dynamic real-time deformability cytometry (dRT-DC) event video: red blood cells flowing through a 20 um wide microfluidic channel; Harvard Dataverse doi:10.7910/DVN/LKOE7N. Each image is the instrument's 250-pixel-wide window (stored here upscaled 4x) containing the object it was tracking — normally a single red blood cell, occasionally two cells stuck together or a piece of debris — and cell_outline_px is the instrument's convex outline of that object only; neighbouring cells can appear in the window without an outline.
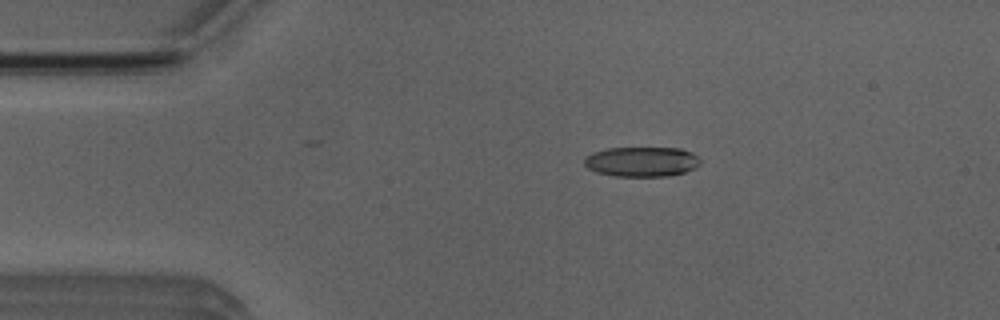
{"species": "Egyptian fruit bat (a non-hibernating species)", "species_latin": "Rousettus aegyptiacus", "temperature_condition": "room temperature", "stored_images_in_passage": 3, "camera_frame_rate_fps": 3000, "um_per_image_px": 0.085, "animal": {"sex": "male"}, "frame": {"image": 1, "passage_image": 1, "time_ms": 0.0, "image_size_px": [1000, 320], "cell_outline_px": [[700, 164], [696, 168], [684, 172], [668, 176], [616, 176], [596, 172], [588, 168], [584, 164], [584, 156], [592, 152], [608, 148], [680, 148], [692, 152], [700, 160]], "centroid_in_image_um": [54.53, 13.74], "position_along_channel_um": 30.5, "area_um2": 20.29}}
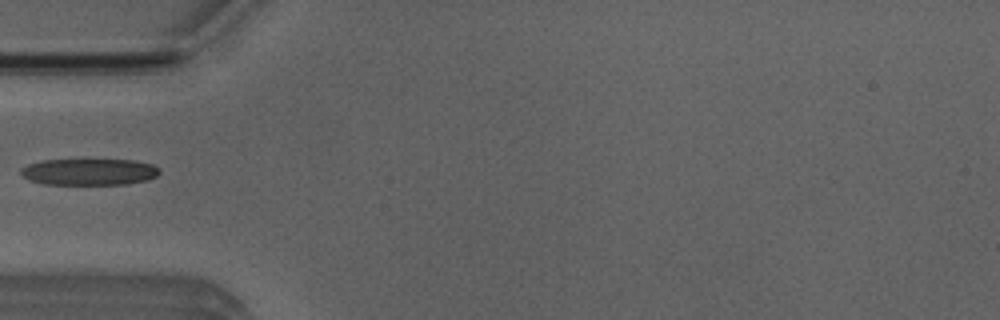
{"frame": {"image": 2, "passage_image": 3, "time_ms": 2.333, "image_size_px": [1000, 320], "cell_outline_px": [[160, 172], [156, 176], [148, 180], [128, 184], [44, 184], [28, 180], [20, 172], [20, 168], [28, 164], [44, 160], [136, 160], [152, 164]], "centroid_in_image_um": [7.57, 14.61], "position_along_channel_um": 77.4, "area_um2": 21.39}}